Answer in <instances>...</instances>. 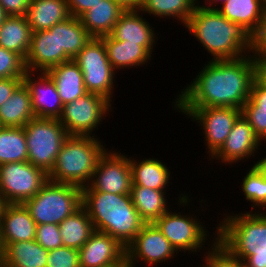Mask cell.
Masks as SVG:
<instances>
[{"label":"cell","instance_id":"cell-1","mask_svg":"<svg viewBox=\"0 0 266 267\" xmlns=\"http://www.w3.org/2000/svg\"><path fill=\"white\" fill-rule=\"evenodd\" d=\"M255 80L251 54L237 59L209 60L177 94L174 108L231 107L242 109Z\"/></svg>","mask_w":266,"mask_h":267},{"label":"cell","instance_id":"cell-2","mask_svg":"<svg viewBox=\"0 0 266 267\" xmlns=\"http://www.w3.org/2000/svg\"><path fill=\"white\" fill-rule=\"evenodd\" d=\"M185 28L213 56L211 60L237 59L251 53L252 34L218 10L197 5Z\"/></svg>","mask_w":266,"mask_h":267},{"label":"cell","instance_id":"cell-3","mask_svg":"<svg viewBox=\"0 0 266 267\" xmlns=\"http://www.w3.org/2000/svg\"><path fill=\"white\" fill-rule=\"evenodd\" d=\"M82 206L94 229L107 233L126 247L142 229L145 222L133 205L130 194H114L81 189Z\"/></svg>","mask_w":266,"mask_h":267},{"label":"cell","instance_id":"cell-4","mask_svg":"<svg viewBox=\"0 0 266 267\" xmlns=\"http://www.w3.org/2000/svg\"><path fill=\"white\" fill-rule=\"evenodd\" d=\"M225 215L214 231L217 241L250 267H266V211Z\"/></svg>","mask_w":266,"mask_h":267},{"label":"cell","instance_id":"cell-5","mask_svg":"<svg viewBox=\"0 0 266 267\" xmlns=\"http://www.w3.org/2000/svg\"><path fill=\"white\" fill-rule=\"evenodd\" d=\"M97 136H68L57 156L55 165L48 174L54 183L73 184L85 187L91 181L100 157L106 146Z\"/></svg>","mask_w":266,"mask_h":267},{"label":"cell","instance_id":"cell-6","mask_svg":"<svg viewBox=\"0 0 266 267\" xmlns=\"http://www.w3.org/2000/svg\"><path fill=\"white\" fill-rule=\"evenodd\" d=\"M25 207L37 225L60 224L82 206L81 187L47 181Z\"/></svg>","mask_w":266,"mask_h":267},{"label":"cell","instance_id":"cell-7","mask_svg":"<svg viewBox=\"0 0 266 267\" xmlns=\"http://www.w3.org/2000/svg\"><path fill=\"white\" fill-rule=\"evenodd\" d=\"M23 128L28 149V162L49 174L64 141L69 136L67 131L58 119L38 117L30 120Z\"/></svg>","mask_w":266,"mask_h":267},{"label":"cell","instance_id":"cell-8","mask_svg":"<svg viewBox=\"0 0 266 267\" xmlns=\"http://www.w3.org/2000/svg\"><path fill=\"white\" fill-rule=\"evenodd\" d=\"M73 60L83 73L86 91L112 102L117 71L108 60L103 39L92 37Z\"/></svg>","mask_w":266,"mask_h":267},{"label":"cell","instance_id":"cell-9","mask_svg":"<svg viewBox=\"0 0 266 267\" xmlns=\"http://www.w3.org/2000/svg\"><path fill=\"white\" fill-rule=\"evenodd\" d=\"M112 103L98 94L87 92L63 106L58 118L69 136H94L95 129L112 111Z\"/></svg>","mask_w":266,"mask_h":267},{"label":"cell","instance_id":"cell-10","mask_svg":"<svg viewBox=\"0 0 266 267\" xmlns=\"http://www.w3.org/2000/svg\"><path fill=\"white\" fill-rule=\"evenodd\" d=\"M48 181V174L28 161L0 165V195L5 204L24 203Z\"/></svg>","mask_w":266,"mask_h":267},{"label":"cell","instance_id":"cell-11","mask_svg":"<svg viewBox=\"0 0 266 267\" xmlns=\"http://www.w3.org/2000/svg\"><path fill=\"white\" fill-rule=\"evenodd\" d=\"M181 212L167 211L154 224L168 239L177 253H194L202 250L205 242L210 239L207 228L196 215H181ZM192 215V216H191ZM201 223V224H200ZM208 232V233H207Z\"/></svg>","mask_w":266,"mask_h":267},{"label":"cell","instance_id":"cell-12","mask_svg":"<svg viewBox=\"0 0 266 267\" xmlns=\"http://www.w3.org/2000/svg\"><path fill=\"white\" fill-rule=\"evenodd\" d=\"M201 126L207 154L212 157L225 143L241 109L231 107L175 108Z\"/></svg>","mask_w":266,"mask_h":267},{"label":"cell","instance_id":"cell-13","mask_svg":"<svg viewBox=\"0 0 266 267\" xmlns=\"http://www.w3.org/2000/svg\"><path fill=\"white\" fill-rule=\"evenodd\" d=\"M126 156V157H125ZM81 189H94L105 193L130 194L132 172L129 157L120 151L107 149L100 157L91 181Z\"/></svg>","mask_w":266,"mask_h":267},{"label":"cell","instance_id":"cell-14","mask_svg":"<svg viewBox=\"0 0 266 267\" xmlns=\"http://www.w3.org/2000/svg\"><path fill=\"white\" fill-rule=\"evenodd\" d=\"M176 255V250L154 223H145L126 246V261L130 267H135L136 263H142L141 261L147 266L160 265L172 260Z\"/></svg>","mask_w":266,"mask_h":267},{"label":"cell","instance_id":"cell-15","mask_svg":"<svg viewBox=\"0 0 266 267\" xmlns=\"http://www.w3.org/2000/svg\"><path fill=\"white\" fill-rule=\"evenodd\" d=\"M78 251L80 267H115L126 260V247L97 230Z\"/></svg>","mask_w":266,"mask_h":267},{"label":"cell","instance_id":"cell-16","mask_svg":"<svg viewBox=\"0 0 266 267\" xmlns=\"http://www.w3.org/2000/svg\"><path fill=\"white\" fill-rule=\"evenodd\" d=\"M261 140L256 136L252 126L241 115L234 123V126L228 135L222 147L211 157L210 160H219L225 165L244 162L246 158L250 159L258 153ZM257 150V151H256ZM240 160V161H239Z\"/></svg>","mask_w":266,"mask_h":267},{"label":"cell","instance_id":"cell-17","mask_svg":"<svg viewBox=\"0 0 266 267\" xmlns=\"http://www.w3.org/2000/svg\"><path fill=\"white\" fill-rule=\"evenodd\" d=\"M23 82L29 89L35 117L58 119L61 116L64 105L55 83L46 72L27 71Z\"/></svg>","mask_w":266,"mask_h":267},{"label":"cell","instance_id":"cell-18","mask_svg":"<svg viewBox=\"0 0 266 267\" xmlns=\"http://www.w3.org/2000/svg\"><path fill=\"white\" fill-rule=\"evenodd\" d=\"M72 60L65 52H58L57 24L50 29L32 32L31 44L25 59L30 72H46L51 67Z\"/></svg>","mask_w":266,"mask_h":267},{"label":"cell","instance_id":"cell-19","mask_svg":"<svg viewBox=\"0 0 266 267\" xmlns=\"http://www.w3.org/2000/svg\"><path fill=\"white\" fill-rule=\"evenodd\" d=\"M37 224L23 203L5 204L0 217V236L7 243L35 240Z\"/></svg>","mask_w":266,"mask_h":267},{"label":"cell","instance_id":"cell-20","mask_svg":"<svg viewBox=\"0 0 266 267\" xmlns=\"http://www.w3.org/2000/svg\"><path fill=\"white\" fill-rule=\"evenodd\" d=\"M140 12L139 9L125 10L109 35L115 40H127L144 46L152 54L158 38L154 28L143 18V12Z\"/></svg>","mask_w":266,"mask_h":267},{"label":"cell","instance_id":"cell-21","mask_svg":"<svg viewBox=\"0 0 266 267\" xmlns=\"http://www.w3.org/2000/svg\"><path fill=\"white\" fill-rule=\"evenodd\" d=\"M106 49L109 62L114 70L126 69L129 67H143L151 59V53L137 43H131L127 40H115L110 35L101 37Z\"/></svg>","mask_w":266,"mask_h":267},{"label":"cell","instance_id":"cell-22","mask_svg":"<svg viewBox=\"0 0 266 267\" xmlns=\"http://www.w3.org/2000/svg\"><path fill=\"white\" fill-rule=\"evenodd\" d=\"M46 73L55 83L63 105L87 93L83 73L73 59L51 67Z\"/></svg>","mask_w":266,"mask_h":267},{"label":"cell","instance_id":"cell-23","mask_svg":"<svg viewBox=\"0 0 266 267\" xmlns=\"http://www.w3.org/2000/svg\"><path fill=\"white\" fill-rule=\"evenodd\" d=\"M125 11L113 0H100L79 19L86 31L95 38L109 35L120 15Z\"/></svg>","mask_w":266,"mask_h":267},{"label":"cell","instance_id":"cell-24","mask_svg":"<svg viewBox=\"0 0 266 267\" xmlns=\"http://www.w3.org/2000/svg\"><path fill=\"white\" fill-rule=\"evenodd\" d=\"M68 17L66 0H31L26 15L32 32L50 29Z\"/></svg>","mask_w":266,"mask_h":267},{"label":"cell","instance_id":"cell-25","mask_svg":"<svg viewBox=\"0 0 266 267\" xmlns=\"http://www.w3.org/2000/svg\"><path fill=\"white\" fill-rule=\"evenodd\" d=\"M49 250L37 241H18L3 246L2 267H46Z\"/></svg>","mask_w":266,"mask_h":267},{"label":"cell","instance_id":"cell-26","mask_svg":"<svg viewBox=\"0 0 266 267\" xmlns=\"http://www.w3.org/2000/svg\"><path fill=\"white\" fill-rule=\"evenodd\" d=\"M35 118L28 87L22 82L0 106V124L2 127H24Z\"/></svg>","mask_w":266,"mask_h":267},{"label":"cell","instance_id":"cell-27","mask_svg":"<svg viewBox=\"0 0 266 267\" xmlns=\"http://www.w3.org/2000/svg\"><path fill=\"white\" fill-rule=\"evenodd\" d=\"M145 160H135L129 157L132 172V185L145 186L155 190L167 191L170 180L169 168L158 158H143Z\"/></svg>","mask_w":266,"mask_h":267},{"label":"cell","instance_id":"cell-28","mask_svg":"<svg viewBox=\"0 0 266 267\" xmlns=\"http://www.w3.org/2000/svg\"><path fill=\"white\" fill-rule=\"evenodd\" d=\"M32 30L26 16H8L0 26V46L24 60L31 44Z\"/></svg>","mask_w":266,"mask_h":267},{"label":"cell","instance_id":"cell-29","mask_svg":"<svg viewBox=\"0 0 266 267\" xmlns=\"http://www.w3.org/2000/svg\"><path fill=\"white\" fill-rule=\"evenodd\" d=\"M130 195L134 207L145 223H154L170 210L168 208L170 205H167L166 201V191L132 185Z\"/></svg>","mask_w":266,"mask_h":267},{"label":"cell","instance_id":"cell-30","mask_svg":"<svg viewBox=\"0 0 266 267\" xmlns=\"http://www.w3.org/2000/svg\"><path fill=\"white\" fill-rule=\"evenodd\" d=\"M63 246L79 250L95 231L83 206L59 224Z\"/></svg>","mask_w":266,"mask_h":267},{"label":"cell","instance_id":"cell-31","mask_svg":"<svg viewBox=\"0 0 266 267\" xmlns=\"http://www.w3.org/2000/svg\"><path fill=\"white\" fill-rule=\"evenodd\" d=\"M91 38L77 17L70 16L57 23L58 52H65L71 59L77 56Z\"/></svg>","mask_w":266,"mask_h":267},{"label":"cell","instance_id":"cell-32","mask_svg":"<svg viewBox=\"0 0 266 267\" xmlns=\"http://www.w3.org/2000/svg\"><path fill=\"white\" fill-rule=\"evenodd\" d=\"M199 3L198 0H141L139 10L160 19L174 18L185 27Z\"/></svg>","mask_w":266,"mask_h":267},{"label":"cell","instance_id":"cell-33","mask_svg":"<svg viewBox=\"0 0 266 267\" xmlns=\"http://www.w3.org/2000/svg\"><path fill=\"white\" fill-rule=\"evenodd\" d=\"M217 10L231 22L241 24L251 34L257 29L263 13L261 0H228Z\"/></svg>","mask_w":266,"mask_h":267},{"label":"cell","instance_id":"cell-34","mask_svg":"<svg viewBox=\"0 0 266 267\" xmlns=\"http://www.w3.org/2000/svg\"><path fill=\"white\" fill-rule=\"evenodd\" d=\"M28 161V149L23 127L0 128V165Z\"/></svg>","mask_w":266,"mask_h":267},{"label":"cell","instance_id":"cell-35","mask_svg":"<svg viewBox=\"0 0 266 267\" xmlns=\"http://www.w3.org/2000/svg\"><path fill=\"white\" fill-rule=\"evenodd\" d=\"M245 174L242 179V188L244 193V198L252 204V212L258 208L266 210V179L261 175V173L253 165ZM256 208V209H255Z\"/></svg>","mask_w":266,"mask_h":267},{"label":"cell","instance_id":"cell-36","mask_svg":"<svg viewBox=\"0 0 266 267\" xmlns=\"http://www.w3.org/2000/svg\"><path fill=\"white\" fill-rule=\"evenodd\" d=\"M215 238V239H214ZM210 244L209 249L205 252L202 262L205 267H241V260L233 256L215 237ZM208 252V253H207Z\"/></svg>","mask_w":266,"mask_h":267},{"label":"cell","instance_id":"cell-37","mask_svg":"<svg viewBox=\"0 0 266 267\" xmlns=\"http://www.w3.org/2000/svg\"><path fill=\"white\" fill-rule=\"evenodd\" d=\"M27 72L25 60L0 46V79L10 77H24Z\"/></svg>","mask_w":266,"mask_h":267},{"label":"cell","instance_id":"cell-38","mask_svg":"<svg viewBox=\"0 0 266 267\" xmlns=\"http://www.w3.org/2000/svg\"><path fill=\"white\" fill-rule=\"evenodd\" d=\"M242 116L252 126L261 141H266V108H260L250 98L241 109Z\"/></svg>","mask_w":266,"mask_h":267},{"label":"cell","instance_id":"cell-39","mask_svg":"<svg viewBox=\"0 0 266 267\" xmlns=\"http://www.w3.org/2000/svg\"><path fill=\"white\" fill-rule=\"evenodd\" d=\"M46 261V267H80L79 251L66 246L49 250Z\"/></svg>","mask_w":266,"mask_h":267},{"label":"cell","instance_id":"cell-40","mask_svg":"<svg viewBox=\"0 0 266 267\" xmlns=\"http://www.w3.org/2000/svg\"><path fill=\"white\" fill-rule=\"evenodd\" d=\"M35 241L46 250L63 246L59 225L53 223L37 225Z\"/></svg>","mask_w":266,"mask_h":267},{"label":"cell","instance_id":"cell-41","mask_svg":"<svg viewBox=\"0 0 266 267\" xmlns=\"http://www.w3.org/2000/svg\"><path fill=\"white\" fill-rule=\"evenodd\" d=\"M251 55H266V10H263L257 29L252 33Z\"/></svg>","mask_w":266,"mask_h":267},{"label":"cell","instance_id":"cell-42","mask_svg":"<svg viewBox=\"0 0 266 267\" xmlns=\"http://www.w3.org/2000/svg\"><path fill=\"white\" fill-rule=\"evenodd\" d=\"M31 0H0L8 16H26Z\"/></svg>","mask_w":266,"mask_h":267},{"label":"cell","instance_id":"cell-43","mask_svg":"<svg viewBox=\"0 0 266 267\" xmlns=\"http://www.w3.org/2000/svg\"><path fill=\"white\" fill-rule=\"evenodd\" d=\"M23 82V77H10L0 79V106L8 100L15 89Z\"/></svg>","mask_w":266,"mask_h":267},{"label":"cell","instance_id":"cell-44","mask_svg":"<svg viewBox=\"0 0 266 267\" xmlns=\"http://www.w3.org/2000/svg\"><path fill=\"white\" fill-rule=\"evenodd\" d=\"M70 16L79 18L83 13L88 11L100 0H66Z\"/></svg>","mask_w":266,"mask_h":267},{"label":"cell","instance_id":"cell-45","mask_svg":"<svg viewBox=\"0 0 266 267\" xmlns=\"http://www.w3.org/2000/svg\"><path fill=\"white\" fill-rule=\"evenodd\" d=\"M255 65V80L266 87V55H251Z\"/></svg>","mask_w":266,"mask_h":267},{"label":"cell","instance_id":"cell-46","mask_svg":"<svg viewBox=\"0 0 266 267\" xmlns=\"http://www.w3.org/2000/svg\"><path fill=\"white\" fill-rule=\"evenodd\" d=\"M249 98L260 108H266V87L254 80Z\"/></svg>","mask_w":266,"mask_h":267},{"label":"cell","instance_id":"cell-47","mask_svg":"<svg viewBox=\"0 0 266 267\" xmlns=\"http://www.w3.org/2000/svg\"><path fill=\"white\" fill-rule=\"evenodd\" d=\"M125 10H137L141 6V0H113Z\"/></svg>","mask_w":266,"mask_h":267},{"label":"cell","instance_id":"cell-48","mask_svg":"<svg viewBox=\"0 0 266 267\" xmlns=\"http://www.w3.org/2000/svg\"><path fill=\"white\" fill-rule=\"evenodd\" d=\"M204 1H205L204 4H201L199 6H201L204 9L217 10L218 6H219V5H217L218 2L223 5L228 0H204Z\"/></svg>","mask_w":266,"mask_h":267},{"label":"cell","instance_id":"cell-49","mask_svg":"<svg viewBox=\"0 0 266 267\" xmlns=\"http://www.w3.org/2000/svg\"><path fill=\"white\" fill-rule=\"evenodd\" d=\"M260 159H258V161L254 163V166L261 173V175L266 179V156Z\"/></svg>","mask_w":266,"mask_h":267},{"label":"cell","instance_id":"cell-50","mask_svg":"<svg viewBox=\"0 0 266 267\" xmlns=\"http://www.w3.org/2000/svg\"><path fill=\"white\" fill-rule=\"evenodd\" d=\"M7 17L8 15L6 14L3 7L0 5V26L3 24V22L6 20Z\"/></svg>","mask_w":266,"mask_h":267},{"label":"cell","instance_id":"cell-51","mask_svg":"<svg viewBox=\"0 0 266 267\" xmlns=\"http://www.w3.org/2000/svg\"><path fill=\"white\" fill-rule=\"evenodd\" d=\"M3 266V245L1 243V236H0V267Z\"/></svg>","mask_w":266,"mask_h":267},{"label":"cell","instance_id":"cell-52","mask_svg":"<svg viewBox=\"0 0 266 267\" xmlns=\"http://www.w3.org/2000/svg\"><path fill=\"white\" fill-rule=\"evenodd\" d=\"M4 205H5V203H4V201L0 195V217H1L2 209H3Z\"/></svg>","mask_w":266,"mask_h":267},{"label":"cell","instance_id":"cell-53","mask_svg":"<svg viewBox=\"0 0 266 267\" xmlns=\"http://www.w3.org/2000/svg\"><path fill=\"white\" fill-rule=\"evenodd\" d=\"M115 267H130V266L128 265V262L125 260L122 264H119Z\"/></svg>","mask_w":266,"mask_h":267},{"label":"cell","instance_id":"cell-54","mask_svg":"<svg viewBox=\"0 0 266 267\" xmlns=\"http://www.w3.org/2000/svg\"><path fill=\"white\" fill-rule=\"evenodd\" d=\"M263 10H266V0H261Z\"/></svg>","mask_w":266,"mask_h":267},{"label":"cell","instance_id":"cell-55","mask_svg":"<svg viewBox=\"0 0 266 267\" xmlns=\"http://www.w3.org/2000/svg\"><path fill=\"white\" fill-rule=\"evenodd\" d=\"M241 267H250V266L247 265L244 261H241Z\"/></svg>","mask_w":266,"mask_h":267}]
</instances>
